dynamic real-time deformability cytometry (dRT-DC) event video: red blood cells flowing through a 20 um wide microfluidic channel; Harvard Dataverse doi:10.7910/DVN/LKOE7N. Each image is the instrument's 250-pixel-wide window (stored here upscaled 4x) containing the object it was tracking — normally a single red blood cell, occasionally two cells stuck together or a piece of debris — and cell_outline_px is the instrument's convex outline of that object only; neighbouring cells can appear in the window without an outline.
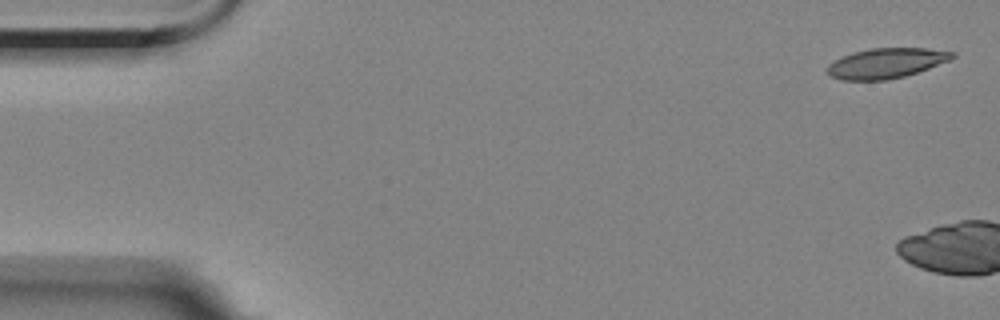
{"species": "Egyptian fruit bat (a non-hibernating species)", "species_latin": "Rousettus aegyptiacus", "temperature_condition": "room temperature", "stored_images_in_passage": 5, "camera_frame_rate_fps": 3000, "um_per_image_px": 0.085, "animal": {"sex": "female"}, "frame": {"image": 1, "passage_image": 1, "time_ms": 0.0, "image_size_px": [1000, 320], "cell_outline_px": [[956, 56], [952, 60], [904, 76], [888, 80], [840, 80], [832, 76], [828, 72], [828, 64], [852, 52], [868, 48], [924, 48], [956, 52]], "centroid_in_image_um": [75.36, 5.36], "position_along_channel_um": 9.6, "area_um2": 21.85}}